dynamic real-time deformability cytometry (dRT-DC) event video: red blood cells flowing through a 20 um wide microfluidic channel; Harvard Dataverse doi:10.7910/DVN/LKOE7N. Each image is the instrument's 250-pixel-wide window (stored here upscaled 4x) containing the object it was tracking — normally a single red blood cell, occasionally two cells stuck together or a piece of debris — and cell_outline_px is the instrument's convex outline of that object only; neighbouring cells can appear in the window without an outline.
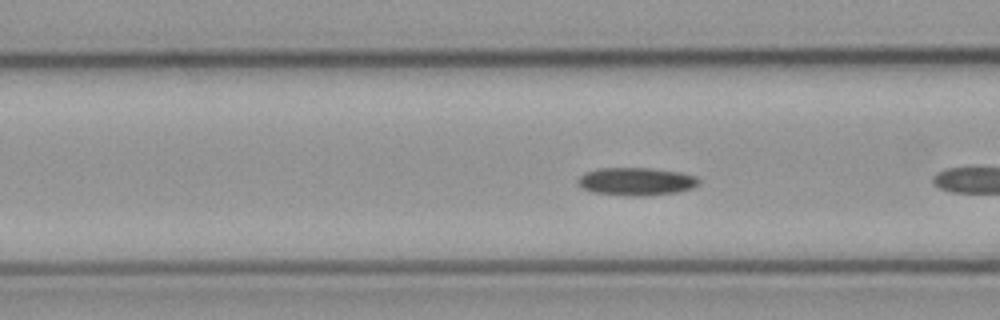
{"species": "common noctule bat (a hibernating species)", "species_latin": "Nyctalus noctula", "temperature_condition": "cold", "stored_images_in_passage": 7, "camera_frame_rate_fps": 3000, "um_per_image_px": 0.085, "animal": {"sex": "male", "body_mass_g": 23.1, "forearm_length_mm": 52.7}, "frame": {"image": 1, "passage_image": 6, "time_ms": 1.667, "image_size_px": [1000, 320], "cell_outline_px": [[700, 184], [692, 188], [676, 192], [644, 196], [628, 196], [592, 192], [584, 188], [576, 180], [584, 172], [600, 168], [652, 168], [680, 172], [696, 176], [700, 180]], "centroid_in_image_um": [54.1, 15.42], "position_along_channel_um": 112.5, "area_um2": 19.71}}